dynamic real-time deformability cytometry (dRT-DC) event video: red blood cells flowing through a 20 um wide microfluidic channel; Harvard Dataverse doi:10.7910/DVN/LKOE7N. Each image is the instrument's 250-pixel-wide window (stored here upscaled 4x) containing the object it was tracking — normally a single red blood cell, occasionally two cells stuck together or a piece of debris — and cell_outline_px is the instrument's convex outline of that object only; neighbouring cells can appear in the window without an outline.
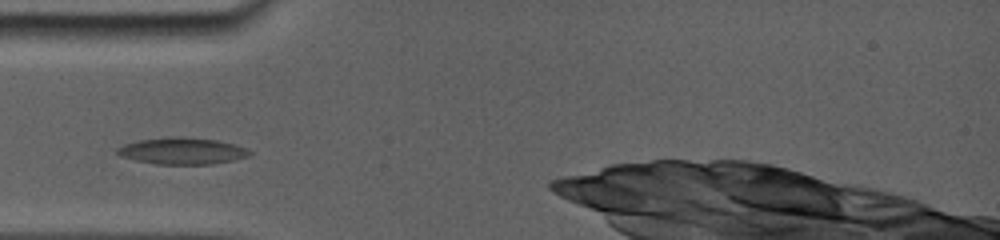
{"species": "common noctule bat (a hibernating species)", "species_latin": "Nyctalus noctula", "temperature_condition": "room temperature", "stored_images_in_passage": 2, "camera_frame_rate_fps": 5000, "um_per_image_px": 0.085, "animal": {"sex": "female", "body_mass_g": 19.0, "forearm_length_mm": 56.7}, "frame": {"image": 1, "passage_image": 1, "time_ms": 0.0, "image_size_px": [1000, 240], "cell_outline_px": [[252, 152], [248, 156], [232, 160], [212, 164], [156, 164], [136, 160], [120, 156], [116, 152], [116, 148], [140, 140], [212, 140], [232, 144], [244, 148]], "centroid_in_image_um": [15.48, 12.9], "position_along_channel_um": 69.5, "area_um2": 18.96}}